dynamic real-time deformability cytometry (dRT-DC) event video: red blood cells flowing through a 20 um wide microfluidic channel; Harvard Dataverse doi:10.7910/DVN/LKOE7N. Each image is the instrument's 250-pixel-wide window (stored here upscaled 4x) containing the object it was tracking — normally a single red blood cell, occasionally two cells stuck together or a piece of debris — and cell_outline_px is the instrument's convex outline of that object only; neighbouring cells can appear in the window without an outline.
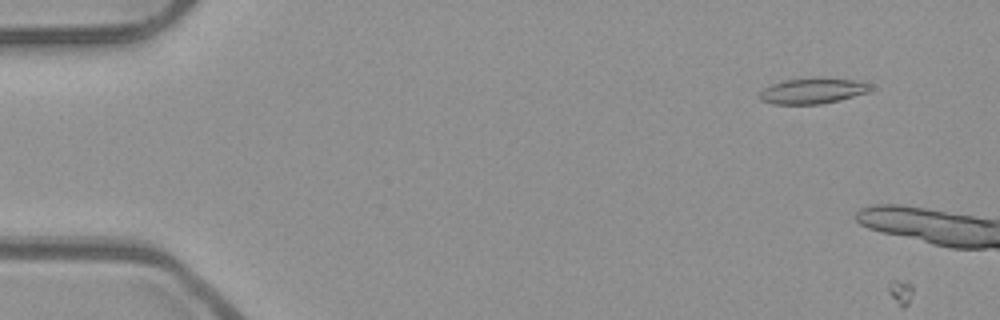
{"species": "common noctule bat (a hibernating species)", "species_latin": "Nyctalus noctula", "temperature_condition": "room temperature", "stored_images_in_passage": 2, "camera_frame_rate_fps": 3000, "um_per_image_px": 0.085, "animal": {"sex": "male", "body_mass_g": 23.1, "forearm_length_mm": 52.7}, "frame": {"image": 1, "passage_image": 1, "time_ms": 0.0, "image_size_px": [1000, 320], "cell_outline_px": [[872, 84], [868, 92], [840, 100], [820, 104], [772, 104], [760, 100], [760, 92], [764, 88], [772, 84], [784, 80], [852, 80]], "centroid_in_image_um": [69.03, 7.77], "position_along_channel_um": 16.0, "area_um2": 15.78}}